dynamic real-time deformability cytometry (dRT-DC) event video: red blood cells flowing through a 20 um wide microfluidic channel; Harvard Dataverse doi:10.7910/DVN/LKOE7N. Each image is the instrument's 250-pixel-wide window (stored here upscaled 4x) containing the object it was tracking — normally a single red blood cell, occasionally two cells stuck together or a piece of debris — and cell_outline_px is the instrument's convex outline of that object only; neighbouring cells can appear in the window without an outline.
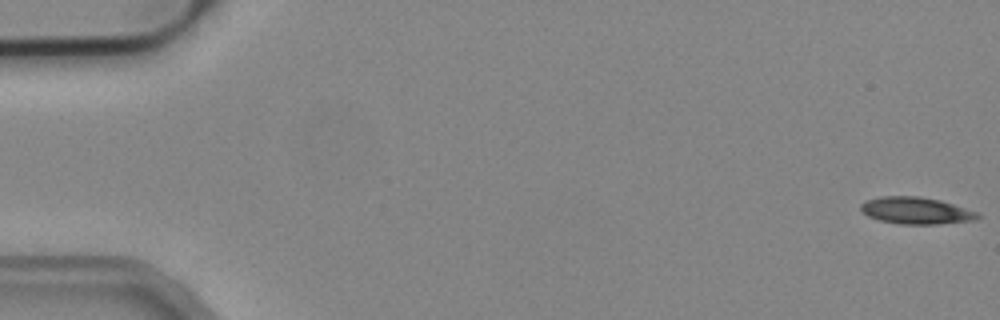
{"species": "common noctule bat (a hibernating species)", "species_latin": "Nyctalus noctula", "temperature_condition": "cold", "stored_images_in_passage": 53, "camera_frame_rate_fps": 3000, "um_per_image_px": 0.085, "animal": {"sex": "male", "body_mass_g": 19.2, "forearm_length_mm": 51.8}, "frame": {"image": 1, "passage_image": 1, "time_ms": 0.0, "image_size_px": [1000, 320], "cell_outline_px": [[980, 216], [976, 220], [936, 224], [900, 224], [880, 220], [868, 216], [860, 208], [860, 204], [868, 200], [880, 196], [920, 196], [940, 200], [976, 212]], "centroid_in_image_um": [77.84, 17.9], "position_along_channel_um": 7.2, "area_um2": 18.09}}
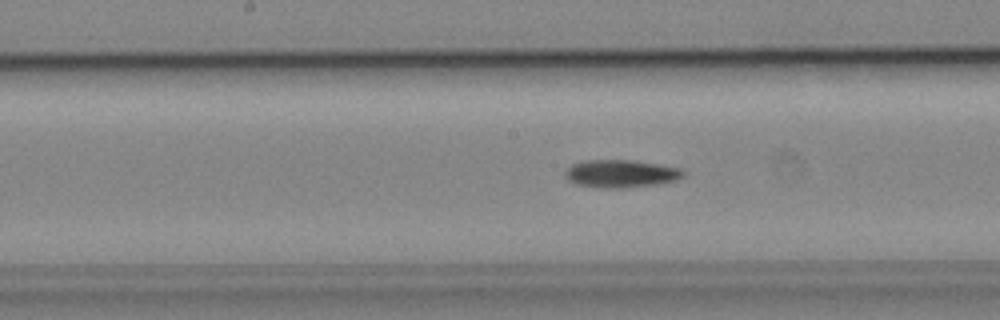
{"frame": {"image": 2, "passage_image": 27, "time_ms": 8.667, "image_size_px": [1000, 320], "cell_outline_px": [[684, 176], [676, 180], [656, 184], [624, 188], [608, 188], [576, 184], [568, 180], [564, 176], [564, 172], [572, 164], [584, 160], [632, 160], [680, 168], [684, 172]], "centroid_in_image_um": [52.75, 14.76], "position_along_channel_um": 195.5, "area_um2": 18.96}}
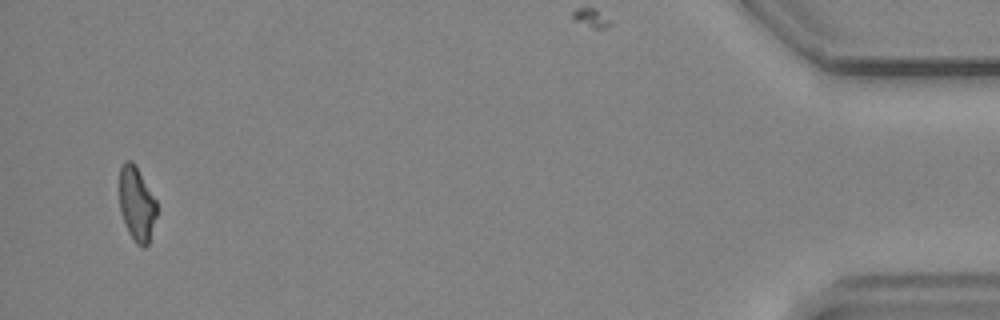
{"frame": {"image": 3, "passage_image": 51, "time_ms": 16.667, "image_size_px": [1000, 320], "cell_outline_px": [[156, 216], [148, 244], [144, 248], [140, 248], [136, 244], [128, 232], [120, 212], [120, 168], [124, 160], [132, 160], [136, 164], [156, 200]], "centroid_in_image_um": [11.61, 17.32], "position_along_channel_um": 423.6, "area_um2": 16.3}, "authors_computed_cell_mechanics": {"area_um2": 17.8602, "velocity_mm_per_s": 3.9097, "shape_relaxation_time_tau1_ms": 6.1456, "shape_relaxation_time_tau2_ms": null, "deformation_change_tau1": 0.1467, "deformation_change_tau2": null}}